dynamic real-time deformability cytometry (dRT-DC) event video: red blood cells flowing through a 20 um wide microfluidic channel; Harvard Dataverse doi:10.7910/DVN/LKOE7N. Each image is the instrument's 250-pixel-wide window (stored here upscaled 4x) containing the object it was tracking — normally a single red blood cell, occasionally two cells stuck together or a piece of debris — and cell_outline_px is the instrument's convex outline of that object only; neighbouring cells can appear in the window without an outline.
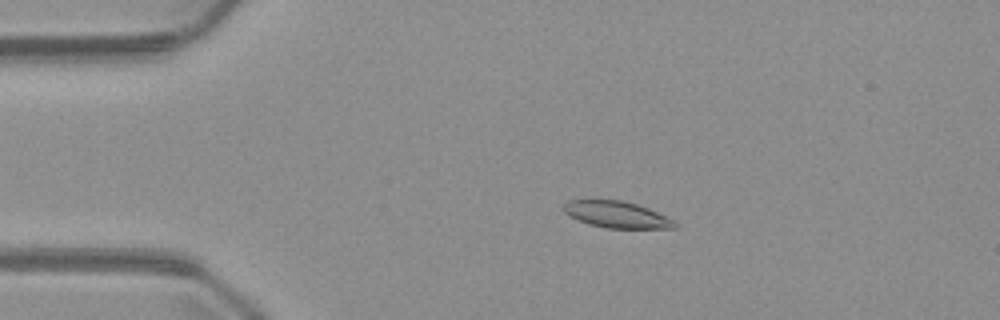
{"species": "common noctule bat (a hibernating species)", "species_latin": "Nyctalus noctula", "temperature_condition": "warm", "stored_images_in_passage": 52, "camera_frame_rate_fps": 3000, "um_per_image_px": 0.085, "animal": {"sex": "male", "body_mass_g": 23.1, "forearm_length_mm": 52.7}, "frame": {"image": 1, "passage_image": 11, "time_ms": 3.333, "image_size_px": [1000, 320], "cell_outline_px": [[676, 228], [608, 228], [588, 224], [564, 212], [560, 208], [568, 200], [596, 196], [620, 200], [636, 204], [648, 208], [672, 220], [676, 224]], "centroid_in_image_um": [52.29, 18.17], "position_along_channel_um": 32.7, "area_um2": 17.63}}
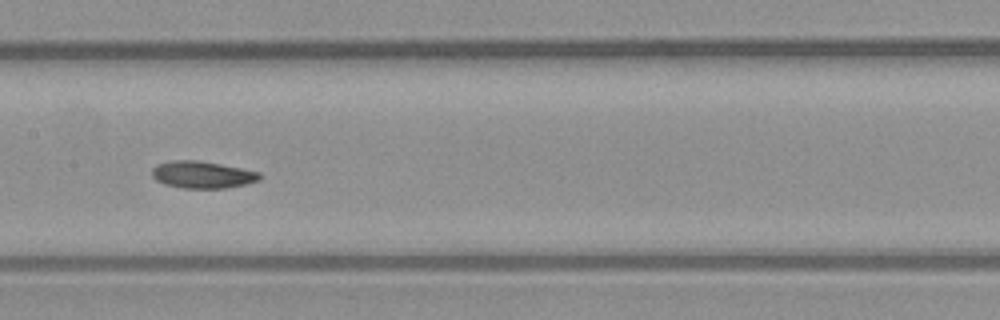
{"frame": {"image": 2, "passage_image": 26, "time_ms": 8.333, "image_size_px": [1000, 320], "cell_outline_px": [[260, 180], [244, 184], [224, 188], [184, 188], [164, 184], [156, 180], [152, 176], [152, 168], [156, 164], [172, 160], [196, 160], [220, 164], [260, 172]], "centroid_in_image_um": [17.16, 14.84], "position_along_channel_um": 190.2, "area_um2": 16.88}}
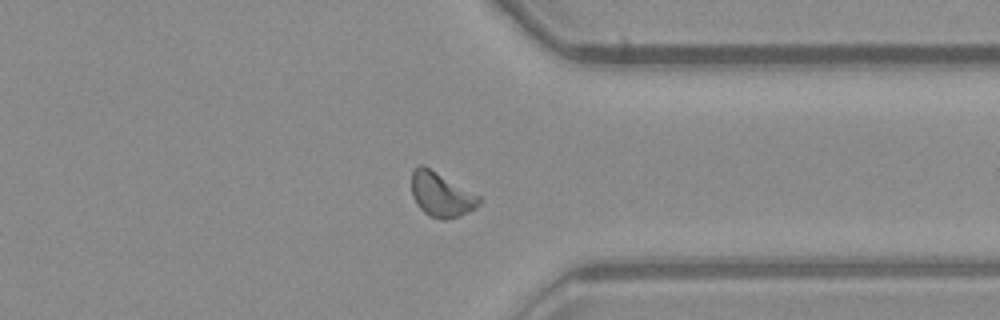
{"frame": {"image": 3, "passage_image": 40, "time_ms": 13.0, "image_size_px": [1000, 320], "cell_outline_px": [[484, 200], [476, 208], [460, 216], [444, 220], [428, 216], [416, 204], [412, 196], [412, 172], [420, 164], [424, 164], [480, 196]], "centroid_in_image_um": [37.52, 16.54], "position_along_channel_um": 373.9, "area_um2": 17.69}}